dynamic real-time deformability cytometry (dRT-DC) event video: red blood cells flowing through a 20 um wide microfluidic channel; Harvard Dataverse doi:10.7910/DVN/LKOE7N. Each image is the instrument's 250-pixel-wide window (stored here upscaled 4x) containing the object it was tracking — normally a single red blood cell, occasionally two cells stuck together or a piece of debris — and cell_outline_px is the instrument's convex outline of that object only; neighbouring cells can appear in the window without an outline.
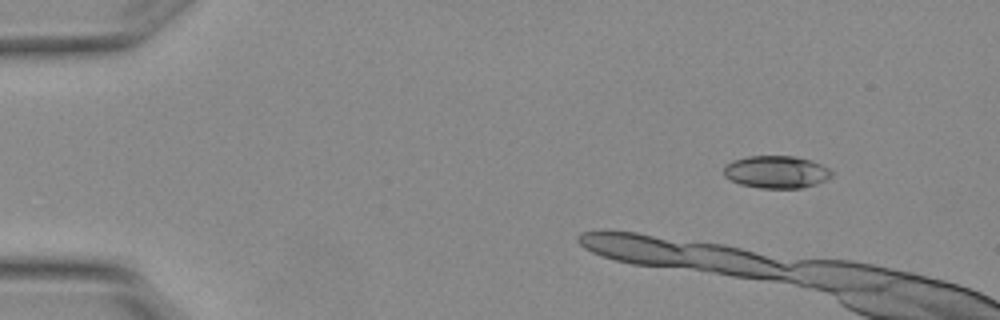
{"species": "Egyptian fruit bat (a non-hibernating species)", "species_latin": "Rousettus aegyptiacus", "temperature_condition": "warm", "stored_images_in_passage": 4, "camera_frame_rate_fps": 3000, "um_per_image_px": 0.085, "animal": {"sex": "female"}, "frame": {"image": 1, "passage_image": 1, "time_ms": 0.0, "image_size_px": [1000, 320], "cell_outline_px": [[832, 176], [816, 184], [800, 188], [760, 188], [740, 184], [724, 176], [724, 164], [732, 160], [748, 156], [792, 156], [808, 160], [820, 164], [828, 168], [832, 172]], "centroid_in_image_um": [65.94, 14.61], "position_along_channel_um": 19.1, "area_um2": 20.29}}